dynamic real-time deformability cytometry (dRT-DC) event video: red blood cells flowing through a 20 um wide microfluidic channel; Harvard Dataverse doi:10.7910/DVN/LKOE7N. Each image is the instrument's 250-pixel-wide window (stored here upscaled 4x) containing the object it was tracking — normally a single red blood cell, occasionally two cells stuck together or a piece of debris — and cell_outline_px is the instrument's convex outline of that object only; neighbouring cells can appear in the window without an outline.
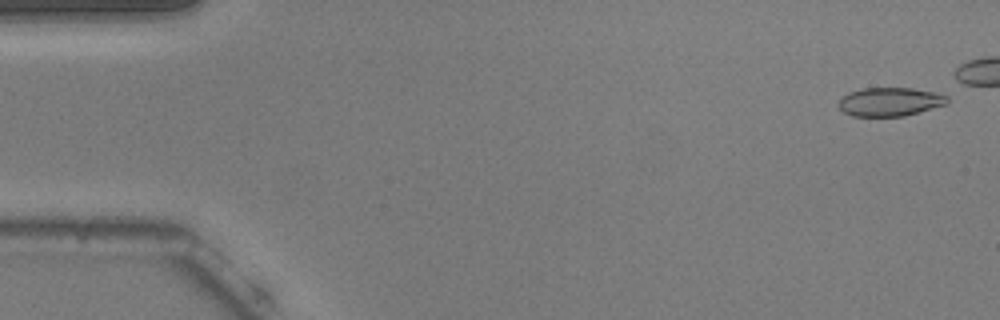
{"species": "common noctule bat (a hibernating species)", "species_latin": "Nyctalus noctula", "temperature_condition": "warm", "stored_images_in_passage": 30, "camera_frame_rate_fps": 3000, "um_per_image_px": 0.085, "animal": {"sex": "male", "body_mass_g": 20.5, "forearm_length_mm": 52.5}, "frame": {"image": 1, "passage_image": 2, "time_ms": 0.333, "image_size_px": [1000, 320], "cell_outline_px": [[948, 104], [904, 116], [852, 116], [844, 112], [836, 104], [840, 96], [848, 92], [864, 88], [912, 88], [932, 92], [948, 96]], "centroid_in_image_um": [75.6, 8.65], "position_along_channel_um": 9.4, "area_um2": 18.26}}
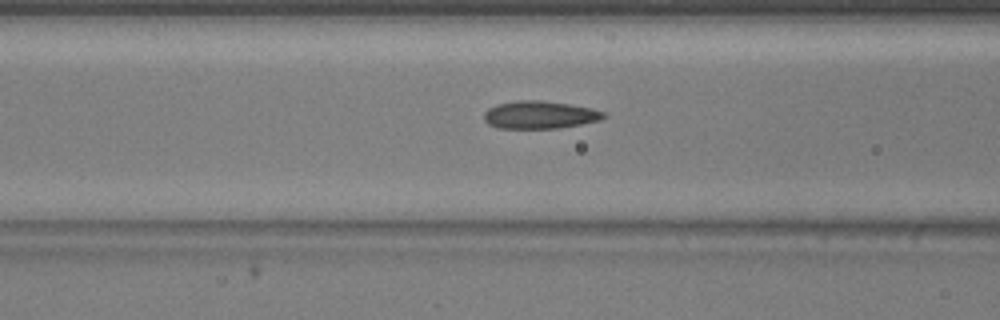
{"frame": {"image": 2, "passage_image": 21, "time_ms": 6.667, "image_size_px": [1000, 320], "cell_outline_px": [[608, 116], [600, 120], [580, 124], [556, 128], [500, 128], [488, 124], [484, 120], [484, 112], [488, 108], [496, 104], [516, 100], [544, 100], [592, 108], [604, 112]], "centroid_in_image_um": [45.86, 9.75], "position_along_channel_um": 120.7, "area_um2": 19.36}}
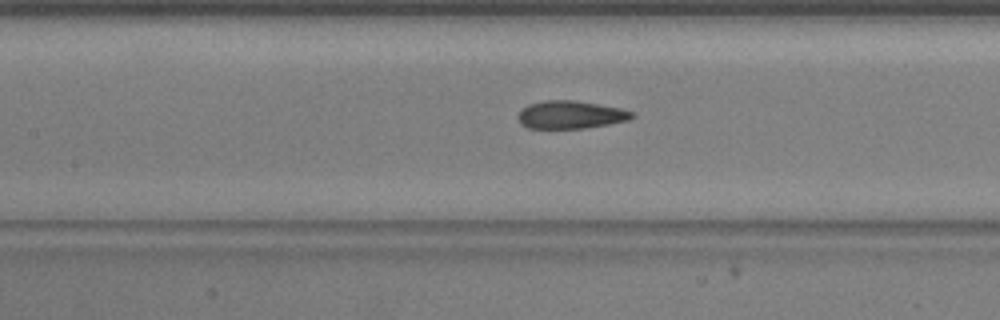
{"frame": {"image": 3, "passage_image": 24, "time_ms": 7.667, "image_size_px": [1000, 320], "cell_outline_px": [[636, 116], [628, 120], [608, 124], [584, 128], [528, 128], [520, 124], [520, 108], [528, 104], [544, 100], [576, 100], [620, 108], [632, 112]], "centroid_in_image_um": [48.49, 9.74], "position_along_channel_um": 158.9, "area_um2": 18.44}}